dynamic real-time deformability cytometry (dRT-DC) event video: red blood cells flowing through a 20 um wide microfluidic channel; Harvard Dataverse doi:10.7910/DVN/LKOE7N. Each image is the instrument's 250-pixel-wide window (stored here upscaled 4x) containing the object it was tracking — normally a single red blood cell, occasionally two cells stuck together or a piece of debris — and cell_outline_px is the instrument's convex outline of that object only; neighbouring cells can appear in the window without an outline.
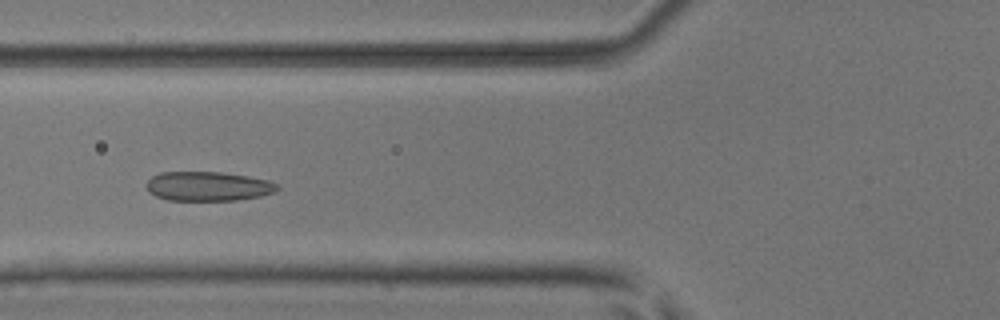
{"species": "common noctule bat (a hibernating species)", "species_latin": "Nyctalus noctula", "temperature_condition": "room temperature", "stored_images_in_passage": 47, "camera_frame_rate_fps": 3000, "um_per_image_px": 0.085, "animal": {"sex": "male", "body_mass_g": 17.9, "forearm_length_mm": 54.2}, "frame": {"image": 1, "passage_image": 16, "time_ms": 5.0, "image_size_px": [1000, 320], "cell_outline_px": [[280, 188], [276, 192], [260, 196], [236, 200], [168, 200], [156, 196], [148, 192], [148, 180], [152, 176], [160, 172], [220, 172], [248, 176], [268, 180], [276, 184]], "centroid_in_image_um": [17.7, 15.83], "position_along_channel_um": 108.1, "area_um2": 22.31}}
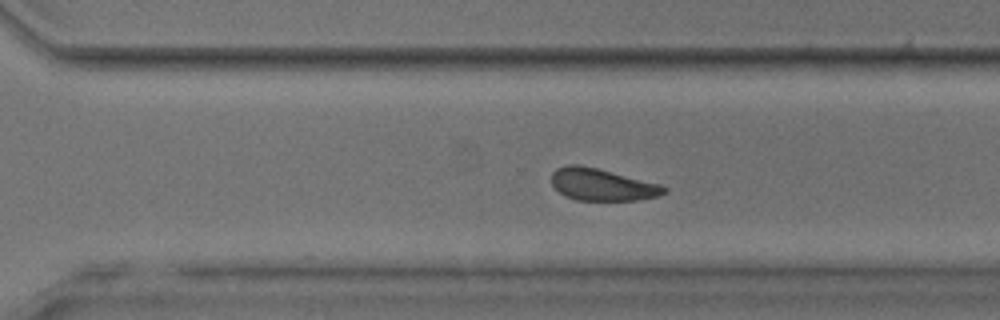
{"frame": {"image": 2, "passage_image": 32, "time_ms": 10.333, "image_size_px": [1000, 320], "cell_outline_px": [[668, 192], [656, 196], [636, 200], [576, 200], [560, 192], [552, 184], [552, 172], [556, 168], [568, 164], [580, 164], [660, 184], [668, 188]], "centroid_in_image_um": [51.17, 15.68], "position_along_channel_um": 319.4, "area_um2": 20.81}}
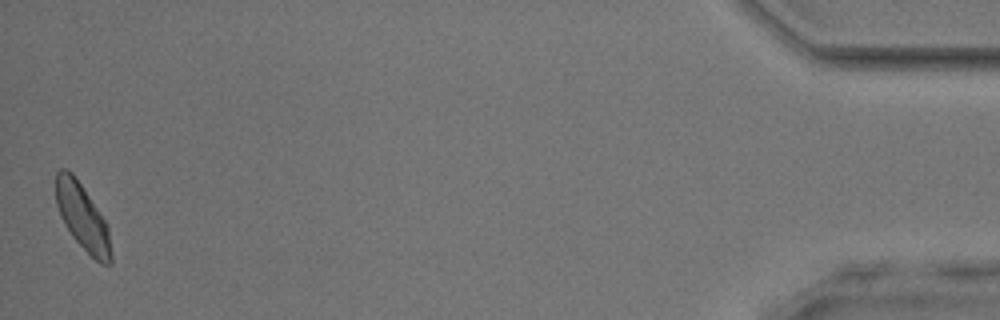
{"frame": {"image": 3, "passage_image": 47, "time_ms": 15.333, "image_size_px": [1000, 320], "cell_outline_px": [[112, 264], [100, 264], [72, 236], [64, 224], [60, 216], [56, 204], [56, 172], [60, 168], [64, 168], [72, 172], [108, 224], [112, 256]], "centroid_in_image_um": [7.02, 18.46], "position_along_channel_um": 428.2, "area_um2": 21.15}, "authors_computed_cell_mechanics": {"area_um2": 21.675, "velocity_mm_per_s": 3.9736, "shape_relaxation_time_tau1_ms": 3.5986, "shape_relaxation_time_tau2_ms": 2.4861, "deformation_change_tau1": 0.0814, "deformation_change_tau2": 0.0819}}